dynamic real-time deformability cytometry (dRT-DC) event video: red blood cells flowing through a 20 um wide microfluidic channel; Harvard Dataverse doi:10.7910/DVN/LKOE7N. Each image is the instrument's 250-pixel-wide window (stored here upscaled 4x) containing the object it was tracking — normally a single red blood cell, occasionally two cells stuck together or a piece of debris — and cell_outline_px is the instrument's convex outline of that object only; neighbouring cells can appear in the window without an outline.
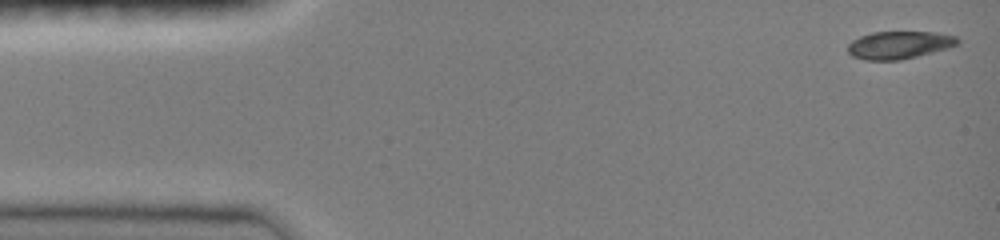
{"species": "common noctule bat (a hibernating species)", "species_latin": "Nyctalus noctula", "temperature_condition": "room temperature", "stored_images_in_passage": 13, "camera_frame_rate_fps": 3000, "um_per_image_px": 0.085, "animal": {"sex": "female", "body_mass_g": 19.0, "forearm_length_mm": 51.5}, "frame": {"image": 1, "passage_image": 1, "time_ms": 0.0, "image_size_px": [1000, 240], "cell_outline_px": [[960, 40], [956, 44], [948, 48], [900, 60], [864, 60], [852, 56], [848, 52], [848, 44], [852, 40], [860, 36], [872, 32], [936, 32], [956, 36]], "centroid_in_image_um": [76.4, 3.82], "position_along_channel_um": 8.6, "area_um2": 17.63}}
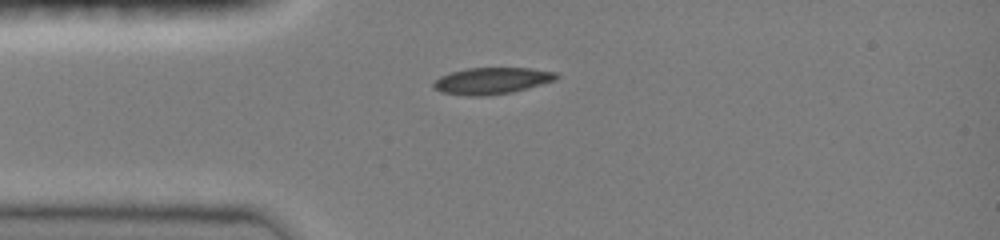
{"frame": {"image": 2, "passage_image": 11, "time_ms": 3.333, "image_size_px": [1000, 240], "cell_outline_px": [[560, 76], [556, 80], [512, 92], [480, 96], [468, 96], [440, 92], [432, 88], [432, 84], [440, 76], [452, 72], [468, 68], [532, 68], [556, 72]], "centroid_in_image_um": [41.8, 6.86], "position_along_channel_um": 43.2, "area_um2": 19.02}}